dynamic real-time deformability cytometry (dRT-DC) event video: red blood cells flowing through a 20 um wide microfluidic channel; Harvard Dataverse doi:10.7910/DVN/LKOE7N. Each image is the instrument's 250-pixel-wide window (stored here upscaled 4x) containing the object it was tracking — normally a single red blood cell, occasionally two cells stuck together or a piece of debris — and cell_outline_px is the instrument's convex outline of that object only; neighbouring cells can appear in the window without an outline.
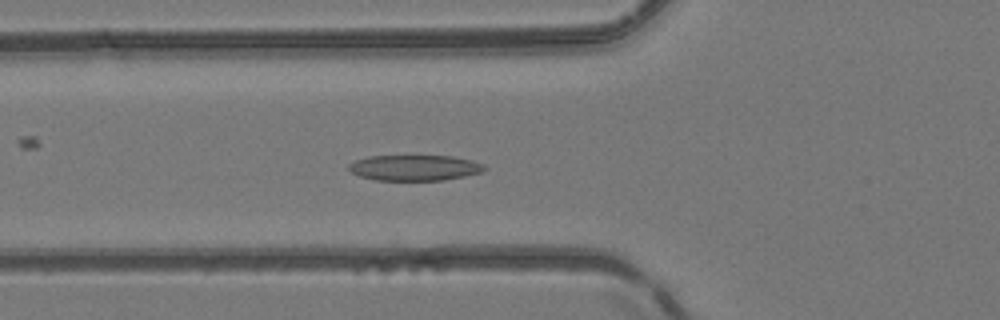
{"species": "common noctule bat (a hibernating species)", "species_latin": "Nyctalus noctula", "temperature_condition": "room temperature", "stored_images_in_passage": 45, "camera_frame_rate_fps": 3000, "um_per_image_px": 0.085, "animal": {"sex": "female", "body_mass_g": 24.6, "forearm_length_mm": 56.2}, "frame": {"image": 1, "passage_image": 14, "time_ms": 4.333, "image_size_px": [1000, 320], "cell_outline_px": [[488, 168], [484, 172], [444, 180], [376, 180], [360, 176], [352, 172], [348, 168], [348, 164], [356, 160], [368, 156], [452, 156], [472, 160], [484, 164]], "centroid_in_image_um": [35.28, 14.26], "position_along_channel_um": 90.5, "area_um2": 20.35}}
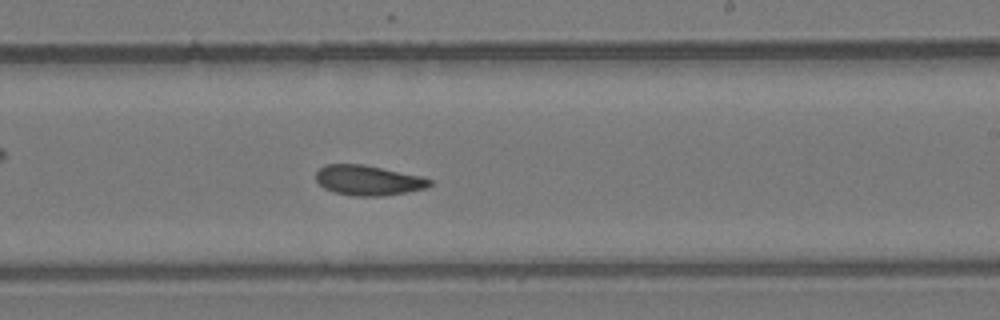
{"frame": {"image": 2, "passage_image": 26, "time_ms": 8.333, "image_size_px": [1000, 320], "cell_outline_px": [[432, 184], [424, 188], [404, 192], [380, 196], [352, 196], [336, 192], [324, 188], [316, 180], [316, 172], [324, 164], [364, 164], [420, 176], [432, 180]], "centroid_in_image_um": [31.26, 15.32], "position_along_channel_um": 257.7, "area_um2": 19.71}}
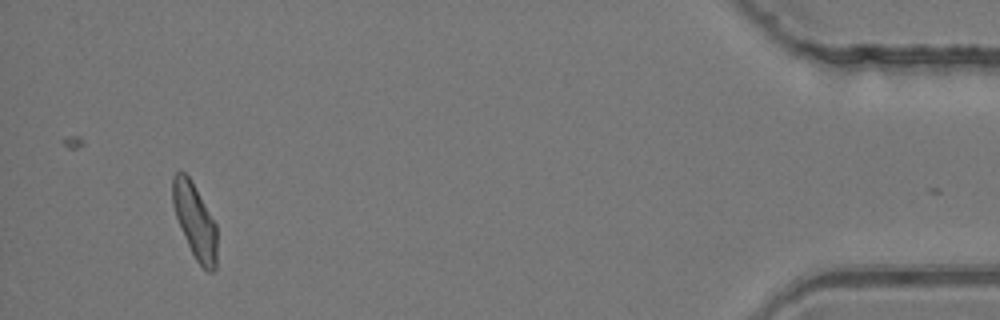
{"frame": {"image": 3, "passage_image": 43, "time_ms": 14.0, "image_size_px": [1000, 320], "cell_outline_px": [[216, 268], [212, 272], [208, 272], [196, 260], [188, 244], [176, 216], [172, 204], [172, 176], [176, 172], [184, 172], [188, 176], [216, 224]], "centroid_in_image_um": [16.55, 18.78], "position_along_channel_um": 418.6, "area_um2": 18.84}, "authors_computed_cell_mechanics": {"area_um2": 20.1144, "velocity_mm_per_s": 4.1706, "shape_relaxation_time_tau1_ms": null, "shape_relaxation_time_tau2_ms": 4.4905, "deformation_change_tau1": null, "deformation_change_tau2": 0.1129}}